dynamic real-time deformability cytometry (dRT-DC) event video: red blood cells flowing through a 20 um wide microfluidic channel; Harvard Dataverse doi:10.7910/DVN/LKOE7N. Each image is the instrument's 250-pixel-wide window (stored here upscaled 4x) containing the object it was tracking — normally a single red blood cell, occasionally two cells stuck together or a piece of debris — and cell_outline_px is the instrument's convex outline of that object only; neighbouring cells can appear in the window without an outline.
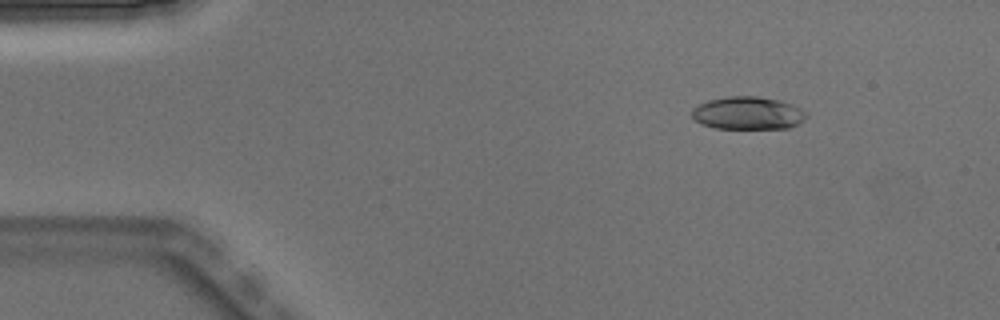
{"species": "Egyptian fruit bat (a non-hibernating species)", "species_latin": "Rousettus aegyptiacus", "temperature_condition": "warm", "stored_images_in_passage": 4, "camera_frame_rate_fps": 3000, "um_per_image_px": 0.085, "animal": {"sex": "male"}, "frame": {"image": 1, "passage_image": 2, "time_ms": 0.333, "image_size_px": [1000, 320], "cell_outline_px": [[808, 116], [804, 120], [788, 128], [716, 128], [700, 124], [692, 116], [692, 108], [708, 100], [728, 96], [756, 96], [780, 100], [792, 104], [800, 108]], "centroid_in_image_um": [63.56, 9.61], "position_along_channel_um": 21.4, "area_um2": 21.79}}